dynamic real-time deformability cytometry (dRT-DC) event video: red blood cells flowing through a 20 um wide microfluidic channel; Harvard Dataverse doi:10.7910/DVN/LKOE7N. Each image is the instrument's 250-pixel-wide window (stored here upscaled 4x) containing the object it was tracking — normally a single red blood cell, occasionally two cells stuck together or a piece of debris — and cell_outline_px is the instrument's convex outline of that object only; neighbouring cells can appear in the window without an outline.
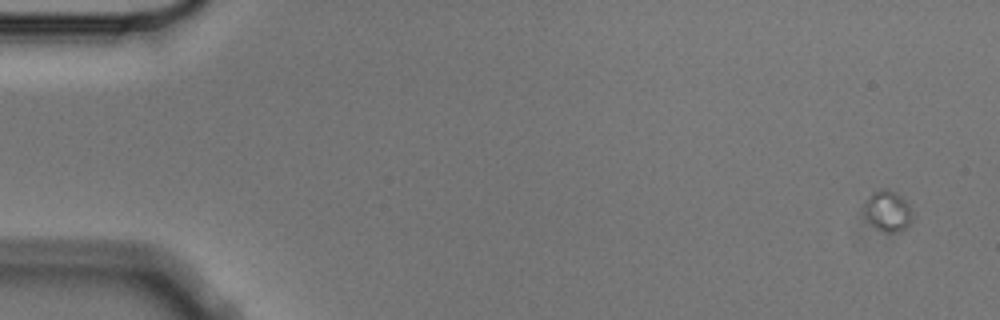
{"species": "Egyptian fruit bat (a non-hibernating species)", "species_latin": "Rousettus aegyptiacus", "temperature_condition": "cold", "stored_images_in_passage": 10, "camera_frame_rate_fps": 3000, "um_per_image_px": 0.085, "animal": {"sex": "male"}, "frame": {"image": 1, "passage_image": 1, "time_ms": 0.0, "image_size_px": [1000, 320], "cell_outline_px": [[912, 216], [908, 224], [900, 232], [884, 232], [876, 228], [868, 220], [864, 208], [864, 200], [872, 192], [880, 188], [888, 188], [896, 192], [908, 204], [912, 212]], "centroid_in_image_um": [75.43, 17.9], "position_along_channel_um": 9.6, "area_um2": 11.44}}